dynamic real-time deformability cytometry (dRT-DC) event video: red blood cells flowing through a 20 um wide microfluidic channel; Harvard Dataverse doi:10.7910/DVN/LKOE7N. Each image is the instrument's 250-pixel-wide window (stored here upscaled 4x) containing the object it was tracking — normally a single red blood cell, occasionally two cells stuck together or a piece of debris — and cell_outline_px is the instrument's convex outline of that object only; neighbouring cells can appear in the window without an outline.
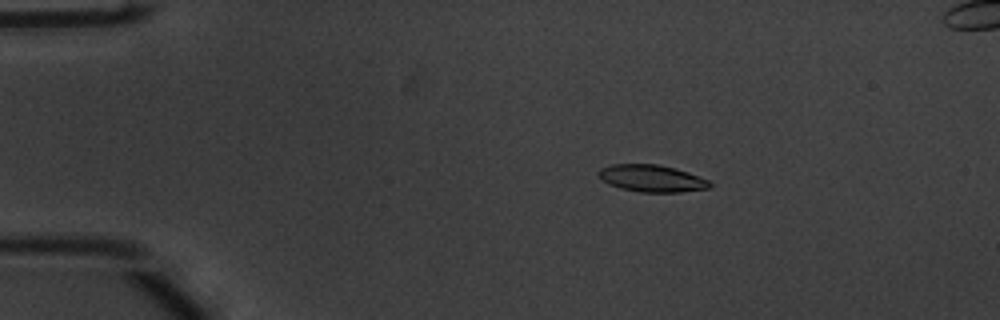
{"species": "common noctule bat (a hibernating species)", "species_latin": "Nyctalus noctula", "temperature_condition": "warm", "stored_images_in_passage": 55, "segment_of_instrument_passage": [1, 2], "camera_frame_rate_fps": 3000, "um_per_image_px": 0.085, "animal": {"sex": "male", "body_mass_g": 20.1, "forearm_length_mm": 53.5}, "frame": {"image": 1, "passage_image": 10, "time_ms": 3.0, "image_size_px": [1000, 320], "cell_outline_px": [[712, 184], [708, 188], [680, 192], [640, 192], [620, 188], [608, 184], [596, 172], [600, 168], [612, 164], [656, 164], [676, 168], [688, 172], [708, 180]], "centroid_in_image_um": [55.38, 15.16], "position_along_channel_um": 29.6, "area_um2": 17.46}}
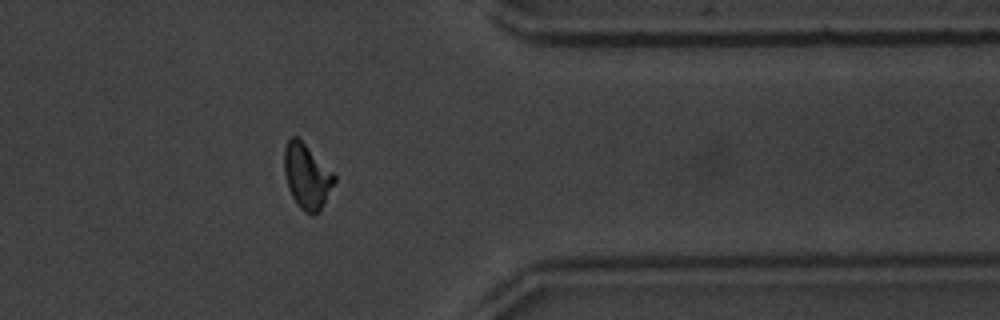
{"frame": {"image": 2, "passage_image": 44, "time_ms": 14.333, "image_size_px": [1000, 320], "cell_outline_px": [[336, 180], [320, 212], [316, 216], [312, 216], [304, 212], [296, 204], [288, 188], [284, 172], [284, 148], [288, 140], [292, 136], [296, 136], [336, 176]], "centroid_in_image_um": [26.07, 15.05], "position_along_channel_um": 385.3, "area_um2": 18.84}}
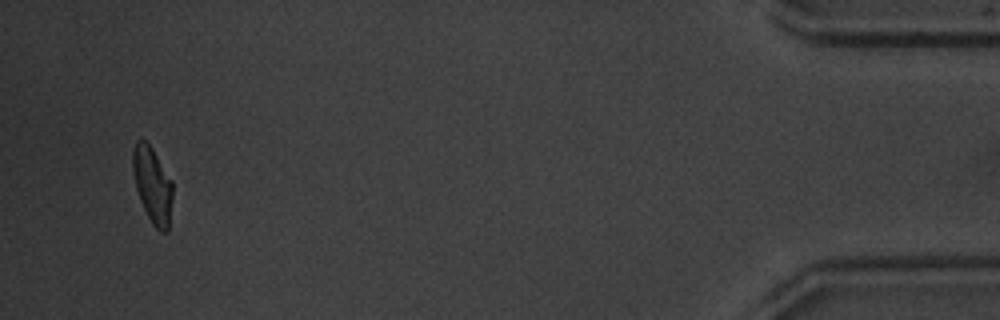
{"frame": {"image": 3, "passage_image": 52, "time_ms": 17.0, "image_size_px": [1000, 320], "cell_outline_px": [[172, 200], [168, 232], [160, 232], [152, 224], [140, 200], [136, 188], [132, 168], [132, 152], [136, 140], [144, 140], [152, 148], [172, 180]], "centroid_in_image_um": [12.96, 15.73], "position_along_channel_um": 422.2, "area_um2": 17.63}}